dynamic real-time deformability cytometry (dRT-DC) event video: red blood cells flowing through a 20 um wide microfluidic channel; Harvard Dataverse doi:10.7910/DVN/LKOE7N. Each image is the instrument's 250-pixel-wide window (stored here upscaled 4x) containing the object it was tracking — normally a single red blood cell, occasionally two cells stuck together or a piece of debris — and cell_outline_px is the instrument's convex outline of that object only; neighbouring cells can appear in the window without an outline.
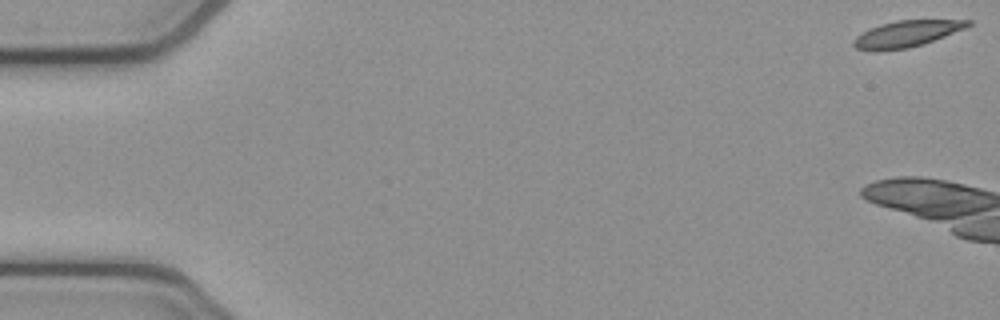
{"species": "common noctule bat (a hibernating species)", "species_latin": "Nyctalus noctula", "temperature_condition": "cold", "stored_images_in_passage": 7, "camera_frame_rate_fps": 3000, "um_per_image_px": 0.085, "animal": {"sex": "female", "body_mass_g": 21.9}, "frame": {"image": 1, "passage_image": 1, "time_ms": 0.0, "image_size_px": [1000, 320], "cell_outline_px": [[972, 24], [968, 28], [924, 44], [908, 48], [880, 52], [876, 52], [856, 48], [852, 44], [852, 40], [856, 36], [868, 28], [880, 24], [896, 20], [972, 20]], "centroid_in_image_um": [77.05, 2.89], "position_along_channel_um": 7.9, "area_um2": 18.03}}
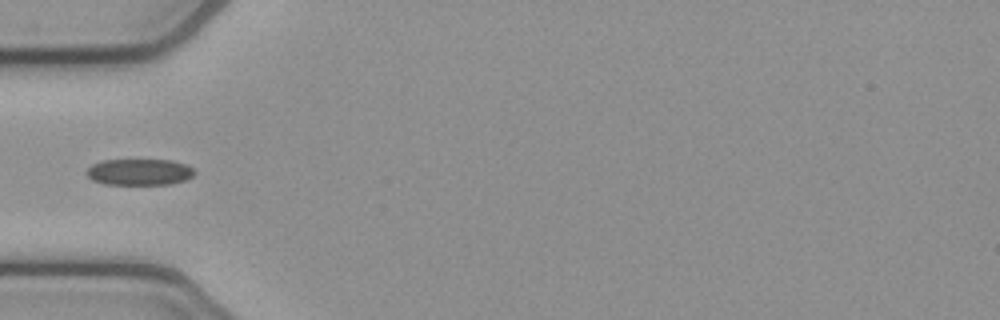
{"frame": {"image": 2, "passage_image": 6, "time_ms": 1.667, "image_size_px": [1000, 320], "cell_outline_px": [[196, 172], [188, 180], [172, 184], [104, 184], [92, 180], [84, 172], [92, 164], [104, 160], [172, 160], [184, 164], [192, 168]], "centroid_in_image_um": [11.85, 14.62], "position_along_channel_um": 73.1, "area_um2": 16.65}}
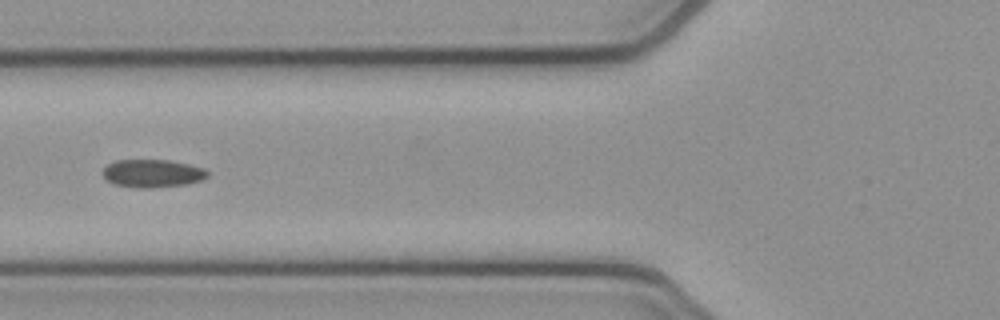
{"frame": {"image": 3, "passage_image": 7, "time_ms": 2.0, "image_size_px": [1000, 320], "cell_outline_px": [[208, 176], [200, 180], [188, 184], [152, 188], [136, 188], [116, 184], [108, 180], [104, 176], [104, 168], [108, 164], [116, 160], [168, 160], [188, 164], [204, 168], [208, 172]], "centroid_in_image_um": [12.98, 14.74], "position_along_channel_um": 112.8, "area_um2": 16.94}}